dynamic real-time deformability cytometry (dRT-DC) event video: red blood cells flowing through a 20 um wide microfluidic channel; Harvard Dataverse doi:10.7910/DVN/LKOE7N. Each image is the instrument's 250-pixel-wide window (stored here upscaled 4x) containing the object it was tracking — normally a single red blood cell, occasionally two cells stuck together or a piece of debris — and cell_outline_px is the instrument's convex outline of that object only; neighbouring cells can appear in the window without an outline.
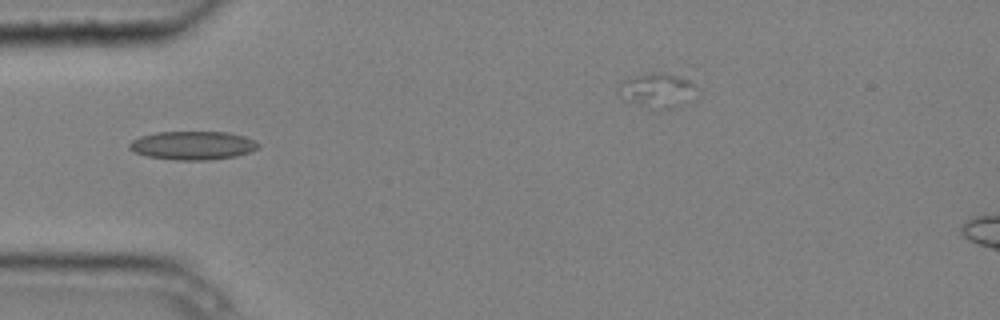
{"species": "common noctule bat (a hibernating species)", "species_latin": "Nyctalus noctula", "temperature_condition": "cold", "stored_images_in_passage": 3, "camera_frame_rate_fps": 3000, "um_per_image_px": 0.085, "animal": {"sex": "male", "body_mass_g": 20.4}, "frame": {"image": 1, "passage_image": 1, "time_ms": 0.0, "image_size_px": [1000, 320], "cell_outline_px": [[260, 148], [252, 152], [236, 156], [208, 160], [176, 160], [148, 156], [136, 152], [128, 148], [128, 144], [132, 140], [140, 136], [156, 132], [228, 132], [244, 136], [256, 140], [260, 144]], "centroid_in_image_um": [16.43, 12.36], "position_along_channel_um": 68.6, "area_um2": 21.62}}
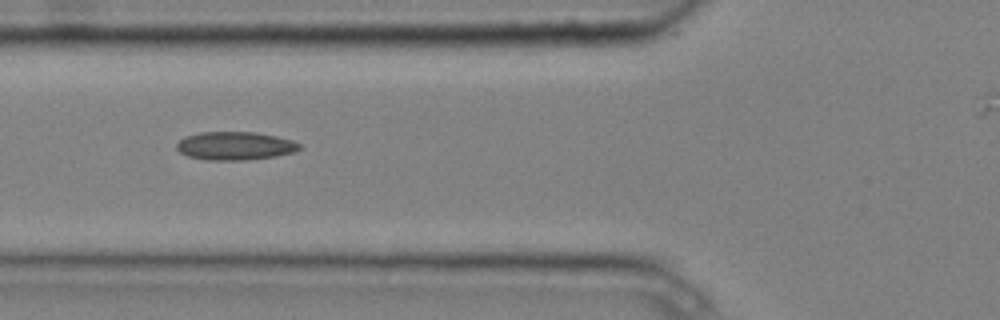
{"frame": {"image": 2, "passage_image": 2, "time_ms": 0.333, "image_size_px": [1000, 320], "cell_outline_px": [[300, 148], [296, 152], [276, 156], [244, 160], [208, 160], [188, 156], [180, 152], [176, 148], [176, 144], [184, 136], [200, 132], [256, 132], [276, 136], [292, 140], [300, 144]], "centroid_in_image_um": [19.98, 12.39], "position_along_channel_um": 105.8, "area_um2": 20.29}}
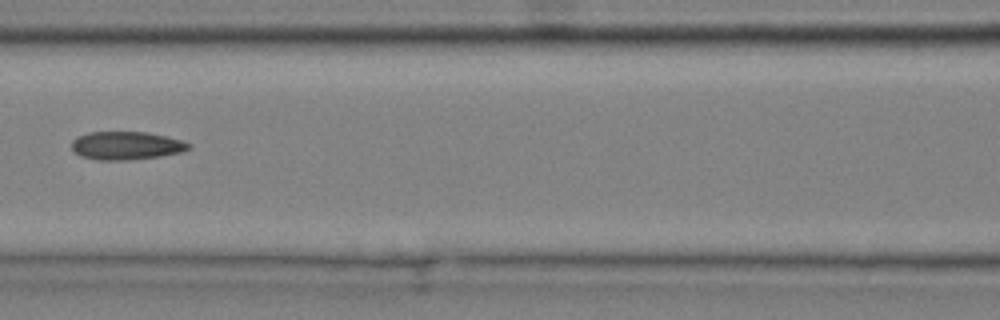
{"frame": {"image": 3, "passage_image": 3, "time_ms": 0.667, "image_size_px": [1000, 320], "cell_outline_px": [[192, 148], [180, 152], [160, 156], [128, 160], [100, 160], [80, 156], [72, 148], [72, 140], [76, 136], [88, 132], [148, 132], [180, 140], [192, 144]], "centroid_in_image_um": [10.72, 12.37], "position_along_channel_um": 155.9, "area_um2": 19.19}}